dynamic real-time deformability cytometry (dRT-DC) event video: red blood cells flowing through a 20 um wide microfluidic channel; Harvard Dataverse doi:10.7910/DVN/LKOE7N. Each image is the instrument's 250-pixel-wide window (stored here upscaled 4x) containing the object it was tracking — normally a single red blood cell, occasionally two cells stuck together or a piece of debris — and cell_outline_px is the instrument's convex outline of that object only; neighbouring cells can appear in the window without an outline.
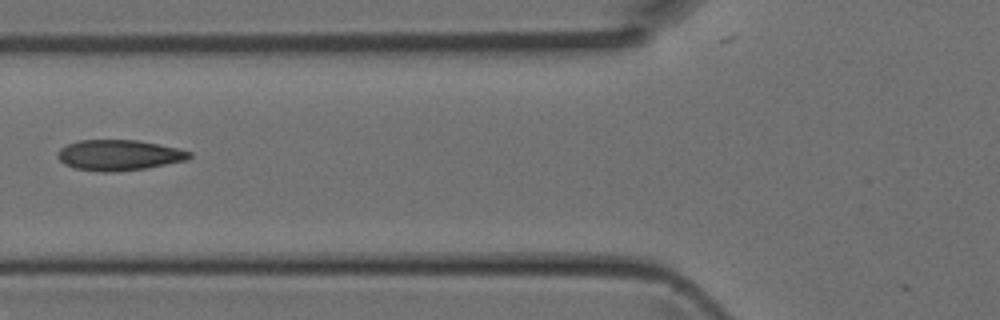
{"species": "Egyptian fruit bat (a non-hibernating species)", "species_latin": "Rousettus aegyptiacus", "temperature_condition": "room temperature", "stored_images_in_passage": 3, "camera_frame_rate_fps": 3000, "um_per_image_px": 0.085, "animal": {"sex": "female"}, "frame": {"image": 1, "passage_image": 3, "time_ms": 0.667, "image_size_px": [1000, 320], "cell_outline_px": [[192, 156], [188, 160], [144, 168], [112, 172], [104, 172], [72, 168], [64, 164], [56, 156], [56, 152], [60, 148], [68, 144], [80, 140], [136, 140], [180, 148], [192, 152]], "centroid_in_image_um": [10.1, 13.18], "position_along_channel_um": 115.7, "area_um2": 23.58}}